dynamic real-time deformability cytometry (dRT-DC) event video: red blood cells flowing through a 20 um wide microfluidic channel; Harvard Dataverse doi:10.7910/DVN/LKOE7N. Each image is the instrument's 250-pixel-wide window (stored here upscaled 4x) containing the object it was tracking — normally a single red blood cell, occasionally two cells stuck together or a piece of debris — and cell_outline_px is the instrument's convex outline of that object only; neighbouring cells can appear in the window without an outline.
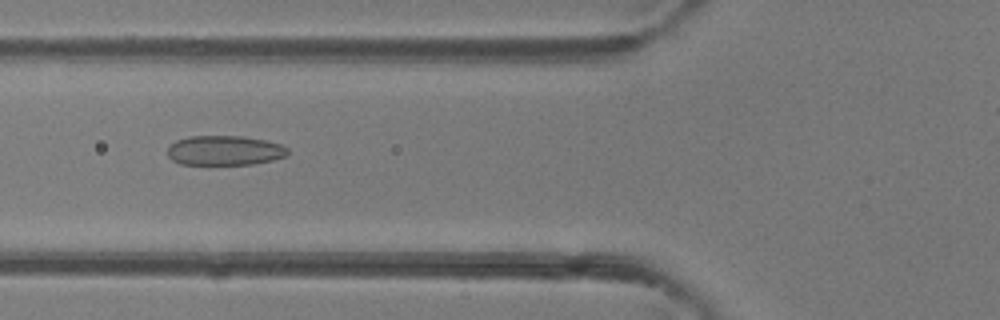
{"species": "common noctule bat (a hibernating species)", "species_latin": "Nyctalus noctula", "temperature_condition": "room temperature", "stored_images_in_passage": 45, "camera_frame_rate_fps": 3000, "um_per_image_px": 0.085, "animal": {"sex": "female"}, "frame": {"image": 1, "passage_image": 18, "time_ms": 5.667, "image_size_px": [1000, 320], "cell_outline_px": [[288, 156], [272, 160], [252, 164], [180, 164], [172, 160], [168, 156], [168, 144], [176, 140], [188, 136], [244, 136], [264, 140], [280, 144], [288, 148]], "centroid_in_image_um": [19.07, 12.78], "position_along_channel_um": 106.7, "area_um2": 20.92}}
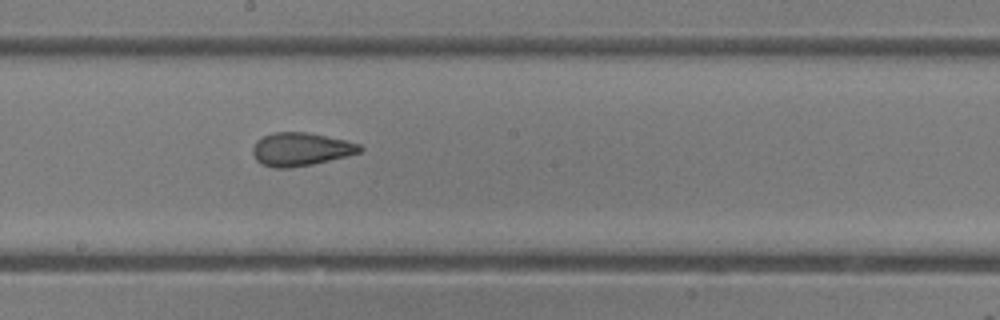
{"frame": {"image": 2, "passage_image": 26, "time_ms": 8.333, "image_size_px": [1000, 320], "cell_outline_px": [[364, 148], [360, 152], [312, 164], [288, 168], [272, 168], [256, 160], [252, 152], [252, 148], [256, 140], [264, 136], [276, 132], [304, 132], [344, 140], [360, 144]], "centroid_in_image_um": [25.53, 12.69], "position_along_channel_um": 222.7, "area_um2": 20.4}}
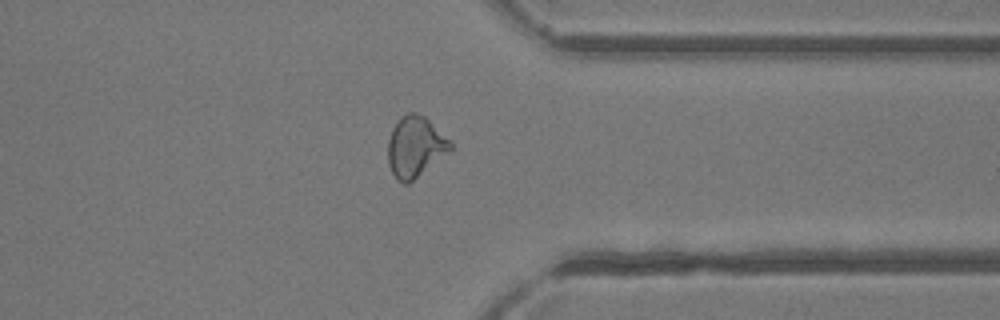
{"frame": {"image": 3, "passage_image": 37, "time_ms": 12.0, "image_size_px": [1000, 320], "cell_outline_px": [[452, 148], [448, 152], [408, 184], [404, 184], [396, 180], [388, 164], [388, 140], [392, 128], [396, 120], [400, 116], [408, 112], [412, 112], [424, 116], [452, 140]], "centroid_in_image_um": [35.28, 12.46], "position_along_channel_um": 376.1, "area_um2": 22.2}, "authors_computed_cell_mechanics": {"area_um2": 21.7906, "velocity_mm_per_s": 4.3207, "shape_relaxation_time_tau1_ms": null, "shape_relaxation_time_tau2_ms": 1.6539, "deformation_change_tau1": null, "deformation_change_tau2": 0.0859}}